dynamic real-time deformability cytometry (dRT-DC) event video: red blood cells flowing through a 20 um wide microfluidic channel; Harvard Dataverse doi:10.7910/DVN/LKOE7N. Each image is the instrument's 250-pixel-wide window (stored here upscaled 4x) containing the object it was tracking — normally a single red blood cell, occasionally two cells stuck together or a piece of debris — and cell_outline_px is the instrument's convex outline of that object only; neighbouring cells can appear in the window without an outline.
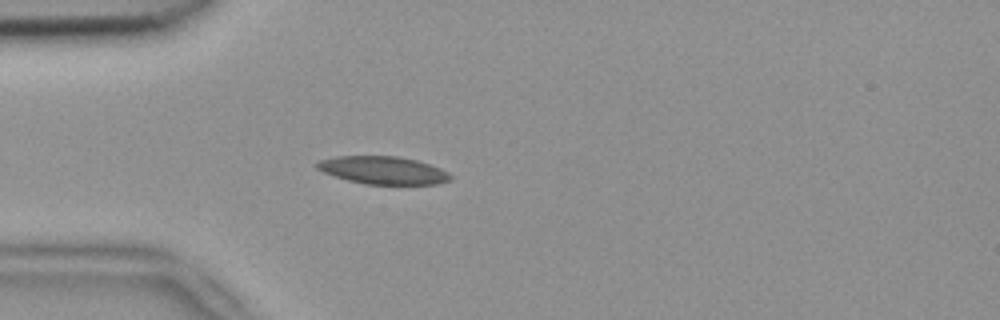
{"species": "common noctule bat (a hibernating species)", "species_latin": "Nyctalus noctula", "temperature_condition": "room temperature", "stored_images_in_passage": 3, "camera_frame_rate_fps": 3000, "um_per_image_px": 0.085, "animal": {"sex": "female", "body_mass_g": 18.4}, "frame": {"image": 1, "passage_image": 3, "time_ms": 0.667, "image_size_px": [1000, 320], "cell_outline_px": [[452, 180], [436, 184], [364, 184], [348, 180], [324, 172], [316, 168], [316, 164], [320, 160], [336, 156], [396, 156], [416, 160], [440, 168], [448, 172], [452, 176]], "centroid_in_image_um": [32.58, 14.47], "position_along_channel_um": 52.4, "area_um2": 21.44}}